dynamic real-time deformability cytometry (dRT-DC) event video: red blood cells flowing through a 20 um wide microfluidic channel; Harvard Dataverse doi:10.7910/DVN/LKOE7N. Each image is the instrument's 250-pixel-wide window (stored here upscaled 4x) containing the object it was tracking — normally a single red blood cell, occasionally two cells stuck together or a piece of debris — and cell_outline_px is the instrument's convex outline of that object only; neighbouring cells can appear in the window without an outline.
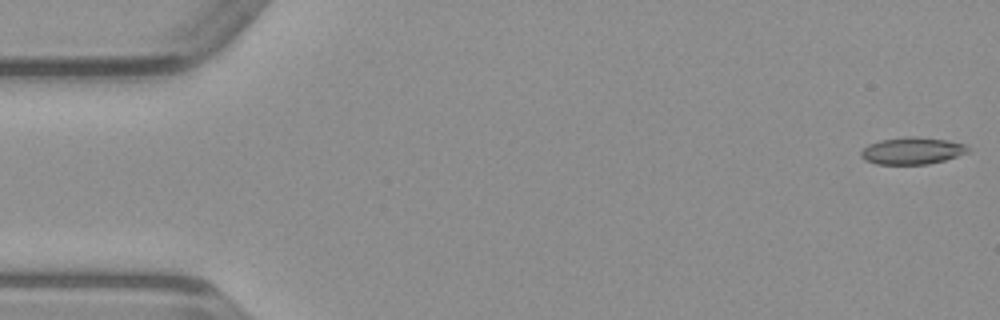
{"species": "common noctule bat (a hibernating species)", "species_latin": "Nyctalus noctula", "temperature_condition": "warm", "stored_images_in_passage": 49, "camera_frame_rate_fps": 3000, "um_per_image_px": 0.085, "animal": {"sex": "male", "body_mass_g": 23.1, "forearm_length_mm": 52.7}, "frame": {"image": 1, "passage_image": 1, "time_ms": 0.0, "image_size_px": [1000, 320], "cell_outline_px": [[968, 152], [944, 160], [928, 164], [876, 164], [864, 160], [860, 156], [860, 152], [868, 144], [880, 140], [908, 136], [916, 136], [948, 140], [964, 144], [968, 148]], "centroid_in_image_um": [77.49, 12.81], "position_along_channel_um": 7.5, "area_um2": 16.82}}
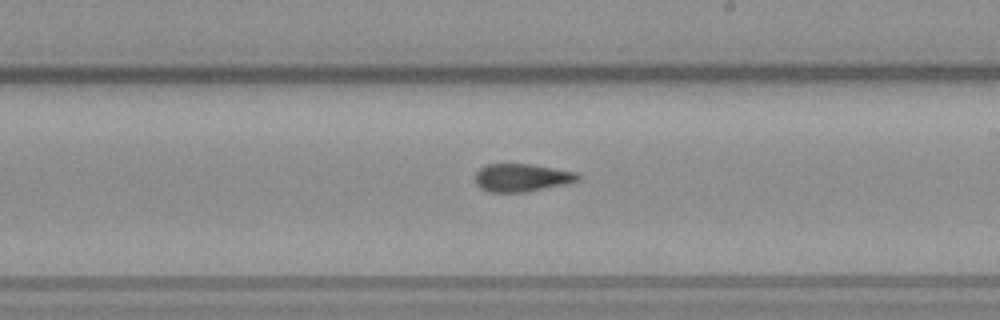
{"frame": {"image": 2, "passage_image": 28, "time_ms": 9.0, "image_size_px": [1000, 320], "cell_outline_px": [[580, 180], [564, 184], [524, 192], [488, 192], [480, 188], [476, 184], [476, 172], [484, 164], [528, 164], [576, 172], [580, 176]], "centroid_in_image_um": [44.31, 15.1], "position_along_channel_um": 244.7, "area_um2": 16.53}}
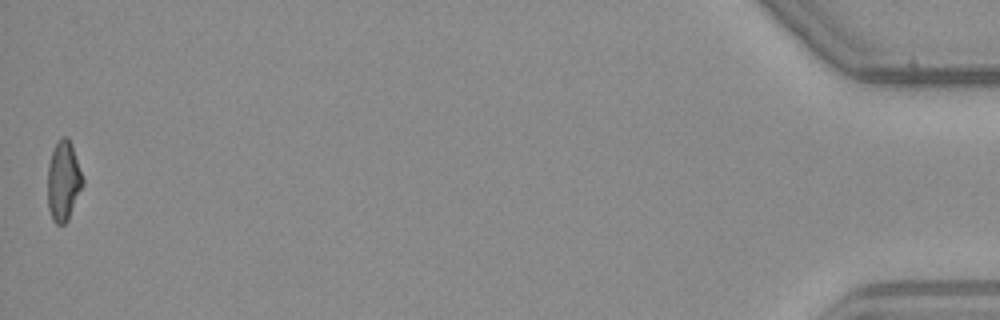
{"frame": {"image": 3, "passage_image": 49, "time_ms": 16.0, "image_size_px": [1000, 320], "cell_outline_px": [[84, 184], [68, 220], [64, 224], [56, 224], [52, 220], [48, 208], [48, 164], [52, 152], [56, 144], [64, 136], [68, 136], [72, 144], [84, 180]], "centroid_in_image_um": [5.4, 15.4], "position_along_channel_um": 429.8, "area_um2": 16.36}}